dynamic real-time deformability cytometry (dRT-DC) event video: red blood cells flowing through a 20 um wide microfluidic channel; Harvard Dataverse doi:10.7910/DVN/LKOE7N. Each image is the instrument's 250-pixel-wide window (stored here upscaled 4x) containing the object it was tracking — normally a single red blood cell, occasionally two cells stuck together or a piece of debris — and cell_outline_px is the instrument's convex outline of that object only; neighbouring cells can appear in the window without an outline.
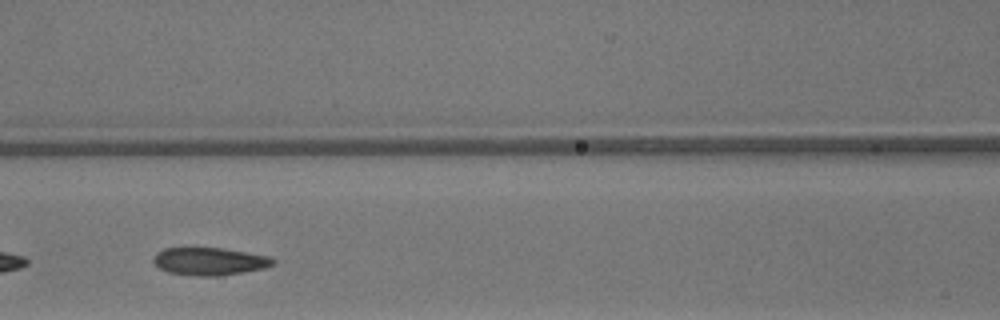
{"species": "common noctule bat (a hibernating species)", "species_latin": "Nyctalus noctula", "temperature_condition": "warm", "stored_images_in_passage": 25, "camera_frame_rate_fps": 3000, "um_per_image_px": 0.085, "animal": {"sex": "male", "body_mass_g": 13.3}, "frame": {"image": 1, "passage_image": 11, "time_ms": 3.333, "image_size_px": [1000, 320], "cell_outline_px": [[276, 260], [272, 264], [264, 268], [244, 272], [212, 276], [196, 276], [168, 272], [160, 268], [152, 260], [156, 252], [164, 248], [220, 248], [272, 256]], "centroid_in_image_um": [17.81, 22.21], "position_along_channel_um": 148.8, "area_um2": 19.19}}